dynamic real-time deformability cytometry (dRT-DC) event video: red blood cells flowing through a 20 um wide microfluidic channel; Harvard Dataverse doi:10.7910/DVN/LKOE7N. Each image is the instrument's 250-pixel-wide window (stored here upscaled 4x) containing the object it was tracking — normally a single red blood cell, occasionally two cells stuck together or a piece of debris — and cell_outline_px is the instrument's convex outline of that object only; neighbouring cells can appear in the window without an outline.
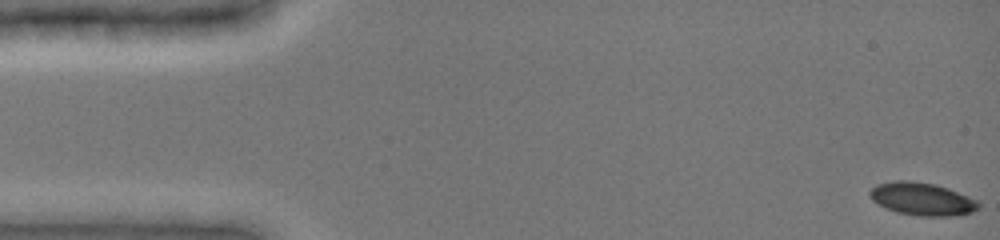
{"species": "common noctule bat (a hibernating species)", "species_latin": "Nyctalus noctula", "temperature_condition": "cold", "stored_images_in_passage": 10, "camera_frame_rate_fps": 3000, "um_per_image_px": 0.085, "animal": {"sex": "female", "body_mass_g": 19.0, "forearm_length_mm": 51.5}, "frame": {"image": 1, "passage_image": 1, "time_ms": 0.0, "image_size_px": [1000, 240], "cell_outline_px": [[980, 208], [972, 212], [960, 216], [920, 216], [896, 212], [872, 200], [868, 192], [876, 184], [892, 180], [908, 180], [936, 184], [948, 188], [980, 200]], "centroid_in_image_um": [78.43, 16.91], "position_along_channel_um": 6.6, "area_um2": 21.1}}
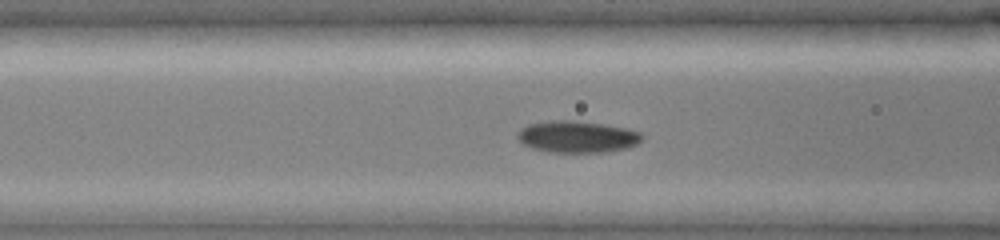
{"frame": {"image": 2, "passage_image": 8, "time_ms": 6.0, "image_size_px": [1000, 240], "cell_outline_px": [[644, 136], [636, 144], [628, 148], [604, 152], [548, 152], [532, 148], [524, 144], [516, 136], [516, 132], [520, 128], [528, 124], [552, 120], [572, 120], [628, 128], [640, 132]], "centroid_in_image_um": [49.04, 11.62], "position_along_channel_um": 117.6, "area_um2": 23.06}}
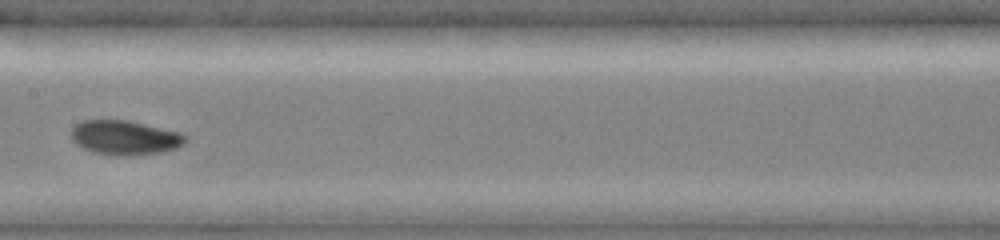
{"frame": {"image": 3, "passage_image": 10, "time_ms": 8.0, "image_size_px": [1000, 240], "cell_outline_px": [[188, 136], [184, 144], [176, 148], [164, 152], [128, 156], [124, 156], [92, 152], [76, 144], [72, 140], [72, 128], [76, 124], [84, 120], [128, 120], [180, 132]], "centroid_in_image_um": [10.64, 11.7], "position_along_channel_um": 196.8, "area_um2": 22.95}}